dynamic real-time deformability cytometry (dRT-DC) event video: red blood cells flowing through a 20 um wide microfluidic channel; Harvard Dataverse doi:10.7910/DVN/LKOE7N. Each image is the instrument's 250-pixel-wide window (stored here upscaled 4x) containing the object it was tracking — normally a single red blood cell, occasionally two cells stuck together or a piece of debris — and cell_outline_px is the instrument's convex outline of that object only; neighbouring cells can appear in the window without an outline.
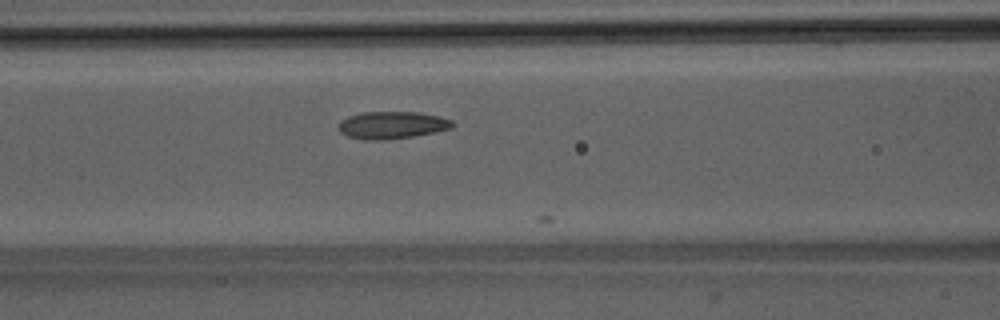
{"species": "Egyptian fruit bat (a non-hibernating species)", "species_latin": "Rousettus aegyptiacus", "temperature_condition": "room temperature", "stored_images_in_passage": 15, "camera_frame_rate_fps": 3000, "um_per_image_px": 0.085, "animal": {"sex": "male"}, "frame": {"image": 1, "passage_image": 14, "time_ms": 4.333, "image_size_px": [1000, 320], "cell_outline_px": [[452, 128], [412, 136], [388, 140], [364, 140], [348, 136], [340, 132], [340, 120], [348, 116], [364, 112], [416, 112], [440, 116], [452, 120]], "centroid_in_image_um": [33.3, 10.63], "position_along_channel_um": 133.3, "area_um2": 17.98}}